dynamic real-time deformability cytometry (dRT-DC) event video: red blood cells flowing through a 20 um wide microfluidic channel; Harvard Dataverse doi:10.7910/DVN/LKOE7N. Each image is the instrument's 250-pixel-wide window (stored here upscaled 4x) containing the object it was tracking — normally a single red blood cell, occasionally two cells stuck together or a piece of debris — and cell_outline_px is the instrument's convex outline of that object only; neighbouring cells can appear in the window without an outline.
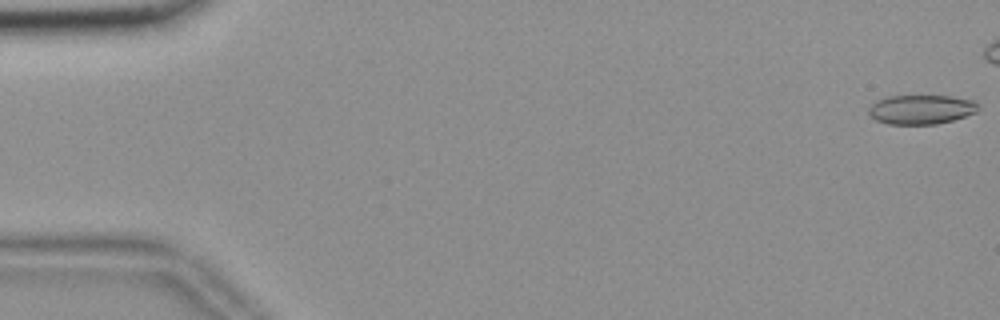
{"species": "common noctule bat (a hibernating species)", "species_latin": "Nyctalus noctula", "temperature_condition": "room temperature", "stored_images_in_passage": 46, "camera_frame_rate_fps": 3000, "um_per_image_px": 0.085, "animal": {"sex": "female", "body_mass_g": 18.4}, "frame": {"image": 1, "passage_image": 1, "time_ms": 0.0, "image_size_px": [1000, 320], "cell_outline_px": [[976, 112], [952, 120], [936, 124], [888, 124], [876, 120], [868, 112], [868, 108], [876, 100], [888, 96], [952, 96], [976, 100]], "centroid_in_image_um": [78.27, 9.3], "position_along_channel_um": 6.7, "area_um2": 18.61}}
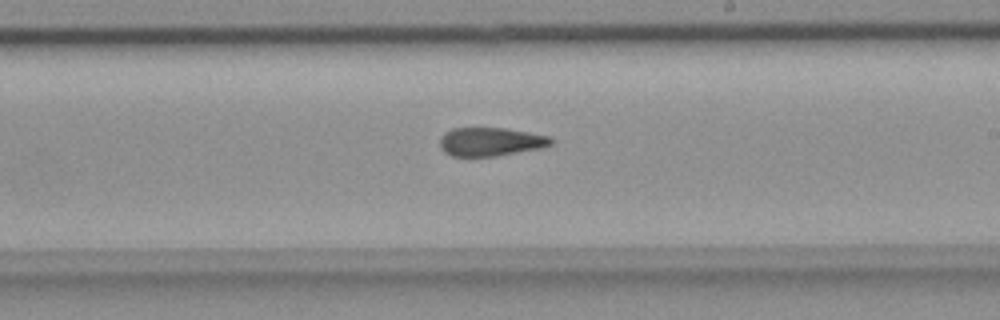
{"frame": {"image": 2, "passage_image": 33, "time_ms": 10.667, "image_size_px": [1000, 320], "cell_outline_px": [[552, 144], [540, 148], [496, 156], [452, 156], [444, 152], [440, 148], [440, 136], [444, 132], [452, 128], [504, 128], [528, 132], [548, 136], [552, 140]], "centroid_in_image_um": [41.64, 12.04], "position_along_channel_um": 247.4, "area_um2": 18.44}}
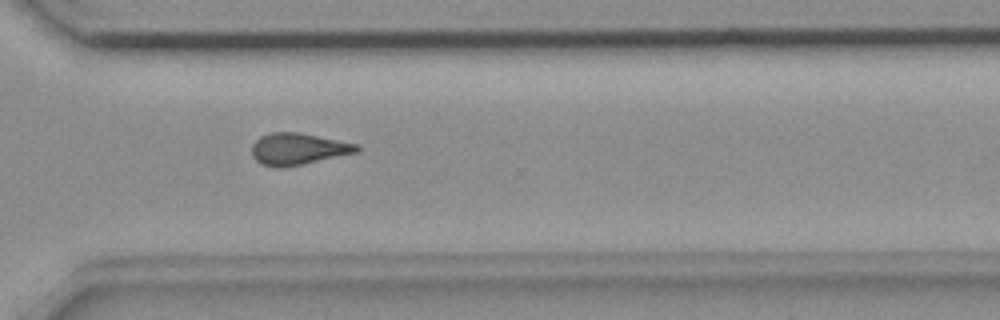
{"frame": {"image": 3, "passage_image": 41, "time_ms": 13.333, "image_size_px": [1000, 320], "cell_outline_px": [[360, 152], [300, 164], [276, 168], [264, 164], [256, 160], [252, 156], [252, 144], [260, 136], [272, 132], [296, 132], [360, 144]], "centroid_in_image_um": [25.36, 12.65], "position_along_channel_um": 345.2, "area_um2": 19.19}}